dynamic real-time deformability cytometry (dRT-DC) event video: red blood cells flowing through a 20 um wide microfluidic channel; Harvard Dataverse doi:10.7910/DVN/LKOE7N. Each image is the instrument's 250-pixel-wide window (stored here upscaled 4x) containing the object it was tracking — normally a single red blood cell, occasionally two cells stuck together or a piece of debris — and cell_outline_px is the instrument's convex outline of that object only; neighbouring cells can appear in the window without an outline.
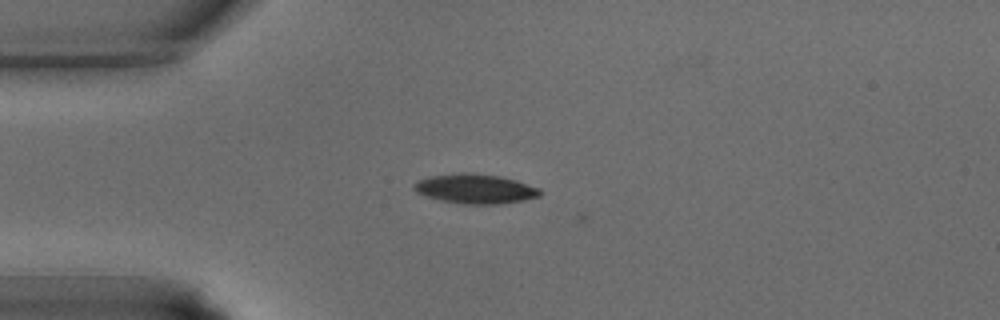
{"species": "common noctule bat (a hibernating species)", "species_latin": "Nyctalus noctula", "temperature_condition": "warm", "stored_images_in_passage": 2, "camera_frame_rate_fps": 3000, "um_per_image_px": 0.085, "animal": {"sex": "male", "body_mass_g": 15.6}, "frame": {"image": 1, "passage_image": 1, "time_ms": 0.0, "image_size_px": [1000, 320], "cell_outline_px": [[540, 196], [524, 200], [500, 204], [464, 204], [440, 200], [416, 192], [412, 188], [412, 184], [416, 180], [428, 176], [460, 172], [464, 172], [500, 176], [516, 180], [540, 188]], "centroid_in_image_um": [40.36, 16.04], "position_along_channel_um": 44.6, "area_um2": 21.85}}